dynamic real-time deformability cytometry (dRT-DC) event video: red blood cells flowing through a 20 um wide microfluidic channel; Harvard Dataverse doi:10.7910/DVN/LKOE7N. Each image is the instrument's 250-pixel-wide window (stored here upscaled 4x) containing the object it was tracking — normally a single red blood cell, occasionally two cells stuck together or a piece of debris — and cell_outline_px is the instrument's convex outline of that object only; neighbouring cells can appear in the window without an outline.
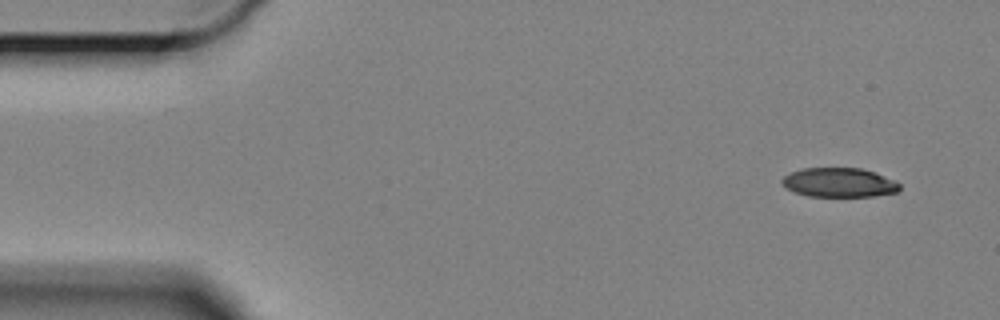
{"species": "Egyptian fruit bat (a non-hibernating species)", "species_latin": "Rousettus aegyptiacus", "temperature_condition": "cold", "stored_images_in_passage": 57, "camera_frame_rate_fps": 3000, "um_per_image_px": 0.085, "animal": {"sex": "female"}, "frame": {"image": 1, "passage_image": 1, "time_ms": 0.0, "image_size_px": [1000, 320], "cell_outline_px": [[900, 188], [896, 192], [872, 196], [808, 196], [792, 192], [784, 188], [780, 180], [784, 176], [792, 172], [804, 168], [860, 168], [876, 172], [896, 180], [900, 184]], "centroid_in_image_um": [71.31, 15.51], "position_along_channel_um": 13.7, "area_um2": 20.23}}
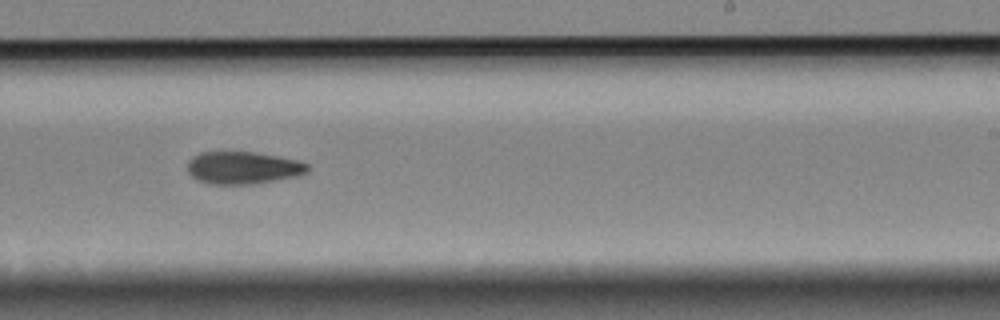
{"frame": {"image": 2, "passage_image": 33, "time_ms": 10.667, "image_size_px": [1000, 320], "cell_outline_px": [[308, 172], [300, 176], [252, 184], [212, 184], [200, 180], [192, 176], [188, 172], [188, 160], [192, 156], [200, 152], [252, 152], [276, 156], [296, 160], [308, 164]], "centroid_in_image_um": [20.66, 14.26], "position_along_channel_um": 268.3, "area_um2": 22.6}}
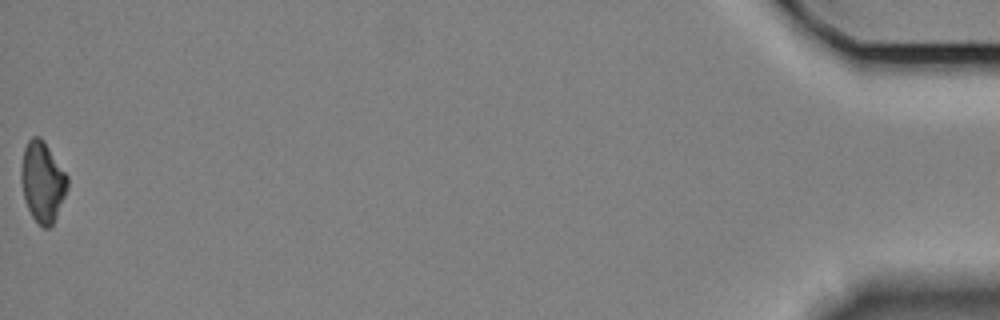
{"frame": {"image": 3, "passage_image": 57, "time_ms": 18.667, "image_size_px": [1000, 320], "cell_outline_px": [[68, 188], [56, 216], [52, 224], [48, 228], [44, 228], [32, 216], [24, 200], [20, 180], [20, 172], [24, 148], [28, 140], [32, 136], [40, 136], [44, 140], [68, 176]], "centroid_in_image_um": [3.6, 15.42], "position_along_channel_um": 431.6, "area_um2": 21.73}, "authors_computed_cell_mechanics": {"area_um2": 22.5998, "velocity_mm_per_s": 3.2999, "shape_relaxation_time_tau1_ms": 5.8074, "shape_relaxation_time_tau2_ms": 10.0121, "deformation_change_tau1": 0.1287, "deformation_change_tau2": 0.1786}}